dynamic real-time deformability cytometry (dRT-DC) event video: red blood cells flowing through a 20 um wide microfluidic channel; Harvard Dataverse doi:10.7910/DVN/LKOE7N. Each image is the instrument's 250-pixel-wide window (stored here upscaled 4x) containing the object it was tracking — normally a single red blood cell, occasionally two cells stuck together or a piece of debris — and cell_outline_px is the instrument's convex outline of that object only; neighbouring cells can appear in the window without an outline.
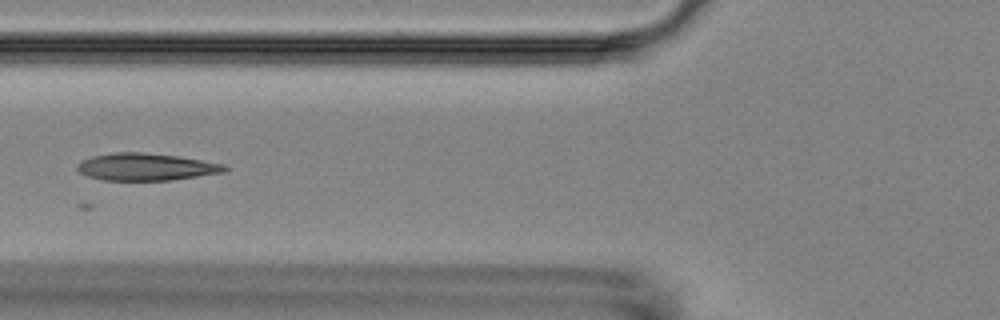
{"species": "Egyptian fruit bat (a non-hibernating species)", "species_latin": "Rousettus aegyptiacus", "temperature_condition": "room temperature", "stored_images_in_passage": 3, "camera_frame_rate_fps": 3000, "um_per_image_px": 0.085, "animal": {"sex": "female"}, "frame": {"image": 1, "passage_image": 3, "time_ms": 2.333, "image_size_px": [1000, 320], "cell_outline_px": [[228, 172], [172, 180], [104, 180], [88, 176], [80, 172], [76, 168], [76, 164], [80, 160], [92, 156], [116, 152], [140, 152], [176, 156], [224, 164], [228, 168]], "centroid_in_image_um": [12.41, 14.19], "position_along_channel_um": 113.4, "area_um2": 23.41}}